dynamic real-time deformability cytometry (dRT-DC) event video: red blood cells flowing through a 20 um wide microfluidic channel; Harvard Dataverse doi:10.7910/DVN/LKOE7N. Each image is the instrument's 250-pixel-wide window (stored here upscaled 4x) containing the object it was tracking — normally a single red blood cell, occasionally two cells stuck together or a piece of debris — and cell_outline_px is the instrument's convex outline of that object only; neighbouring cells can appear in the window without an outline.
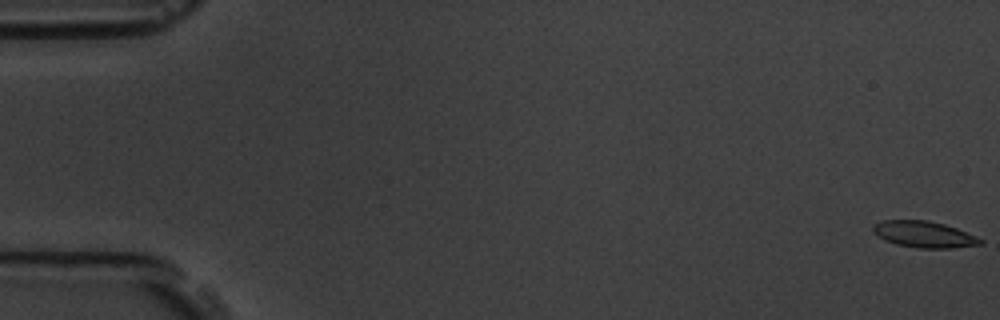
{"species": "common noctule bat (a hibernating species)", "species_latin": "Nyctalus noctula", "temperature_condition": "room temperature", "stored_images_in_passage": 58, "camera_frame_rate_fps": 3000, "um_per_image_px": 0.085, "animal": {"sex": "male", "body_mass_g": 19.5, "forearm_length_mm": 54.6}, "frame": {"image": 1, "passage_image": 1, "time_ms": 0.0, "image_size_px": [1000, 320], "cell_outline_px": [[984, 244], [952, 248], [916, 248], [896, 244], [884, 240], [876, 236], [872, 232], [872, 228], [880, 220], [928, 220], [944, 224], [956, 228], [984, 240]], "centroid_in_image_um": [78.52, 19.92], "position_along_channel_um": 6.5, "area_um2": 16.59}}
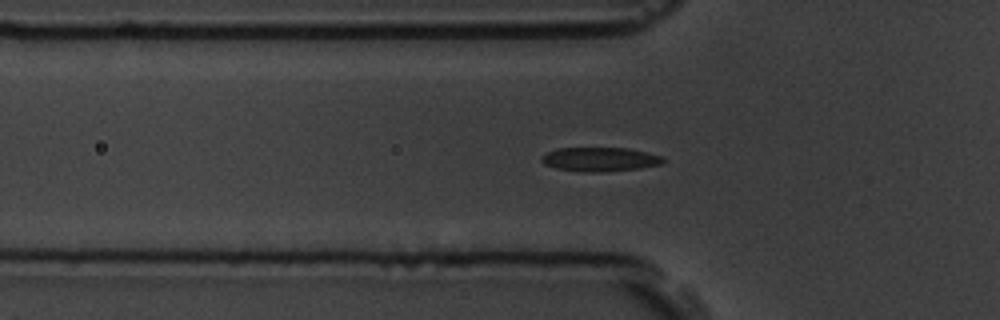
{"frame": {"image": 2, "passage_image": 20, "time_ms": 6.333, "image_size_px": [1000, 320], "cell_outline_px": [[664, 164], [640, 168], [600, 172], [584, 172], [556, 168], [544, 164], [540, 160], [540, 156], [556, 148], [628, 148], [648, 152], [664, 156]], "centroid_in_image_um": [51.02, 13.54], "position_along_channel_um": 74.8, "area_um2": 17.22}}
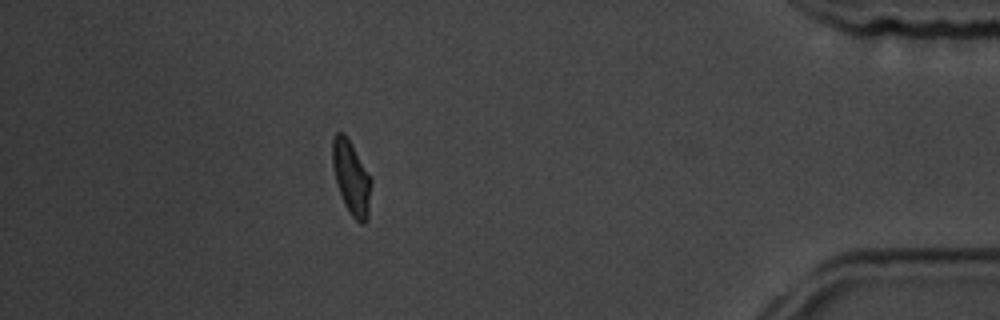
{"frame": {"image": 3, "passage_image": 52, "time_ms": 17.0, "image_size_px": [1000, 320], "cell_outline_px": [[372, 180], [368, 220], [364, 224], [360, 224], [352, 216], [344, 204], [336, 184], [332, 164], [332, 140], [336, 132], [344, 132]], "centroid_in_image_um": [29.86, 15.14], "position_along_channel_um": 405.3, "area_um2": 16.65}, "authors_computed_cell_mechanics": {"area_um2": 16.8198, "velocity_mm_per_s": 3.5529, "shape_relaxation_time_tau1_ms": 3.801, "shape_relaxation_time_tau2_ms": 1.6529, "deformation_change_tau1": 0.1416, "deformation_change_tau2": 0.0771}}